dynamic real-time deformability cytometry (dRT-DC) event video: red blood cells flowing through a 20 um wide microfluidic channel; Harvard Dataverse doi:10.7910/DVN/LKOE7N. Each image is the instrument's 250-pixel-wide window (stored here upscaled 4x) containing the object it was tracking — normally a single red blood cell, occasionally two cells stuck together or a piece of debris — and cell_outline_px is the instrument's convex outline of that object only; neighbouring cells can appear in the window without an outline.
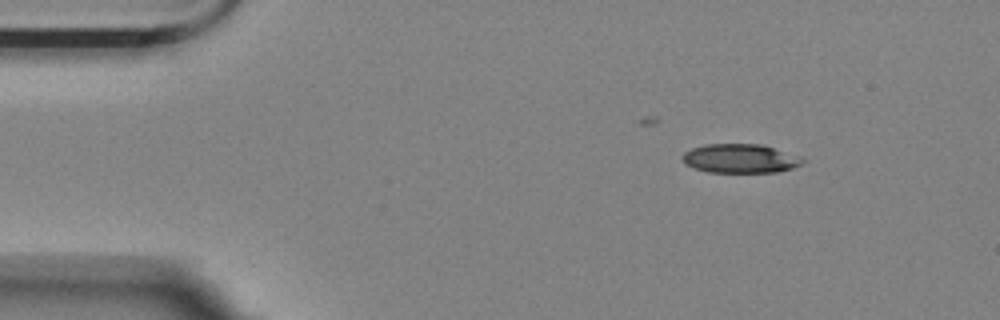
{"species": "Egyptian fruit bat (a non-hibernating species)", "species_latin": "Rousettus aegyptiacus", "temperature_condition": "room temperature", "stored_images_in_passage": 8, "camera_frame_rate_fps": 3000, "um_per_image_px": 0.085, "animal": {"sex": "female"}, "frame": {"image": 1, "passage_image": 1, "time_ms": 0.0, "image_size_px": [1000, 320], "cell_outline_px": [[804, 160], [800, 164], [792, 168], [776, 172], [708, 172], [684, 164], [680, 156], [684, 152], [692, 148], [704, 144], [760, 144], [800, 156]], "centroid_in_image_um": [62.87, 13.47], "position_along_channel_um": 22.1, "area_um2": 20.23}}